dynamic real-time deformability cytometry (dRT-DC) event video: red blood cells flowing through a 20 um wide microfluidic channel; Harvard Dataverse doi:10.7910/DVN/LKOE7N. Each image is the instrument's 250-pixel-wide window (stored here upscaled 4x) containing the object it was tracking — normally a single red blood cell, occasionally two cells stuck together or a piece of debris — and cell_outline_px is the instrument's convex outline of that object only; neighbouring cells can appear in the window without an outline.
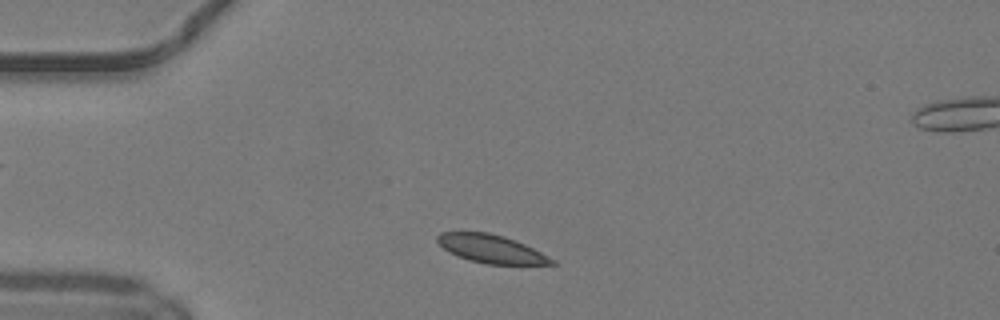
{"species": "common noctule bat (a hibernating species)", "species_latin": "Nyctalus noctula", "temperature_condition": "warm", "stored_images_in_passage": 38, "camera_frame_rate_fps": 3000, "um_per_image_px": 0.085, "animal": {"sex": "male", "body_mass_g": 19.2, "forearm_length_mm": 51.8}, "frame": {"image": 1, "passage_image": 1, "time_ms": 0.0, "image_size_px": [1000, 320], "cell_outline_px": [[556, 264], [488, 264], [468, 260], [448, 252], [436, 240], [436, 236], [440, 232], [488, 232], [504, 236], [516, 240], [556, 260]], "centroid_in_image_um": [41.73, 21.15], "position_along_channel_um": 43.3, "area_um2": 18.73}}
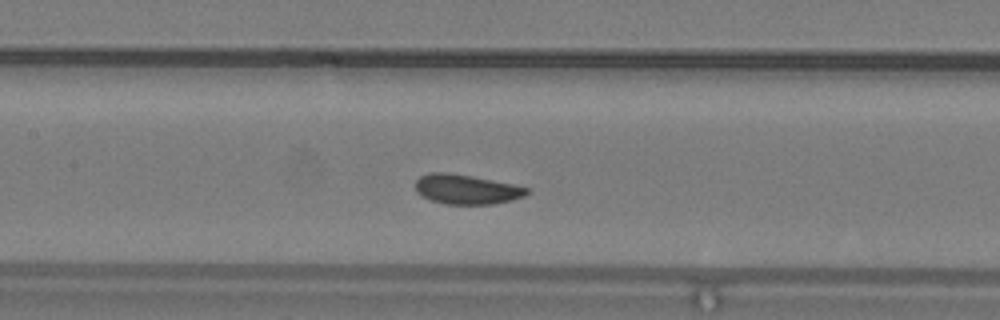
{"frame": {"image": 2, "passage_image": 12, "time_ms": 3.667, "image_size_px": [1000, 320], "cell_outline_px": [[532, 192], [524, 196], [512, 200], [492, 204], [444, 204], [432, 200], [416, 192], [416, 180], [420, 176], [432, 172], [448, 172], [472, 176], [512, 184], [528, 188]], "centroid_in_image_um": [39.66, 16.09], "position_along_channel_um": 167.7, "area_um2": 19.19}}
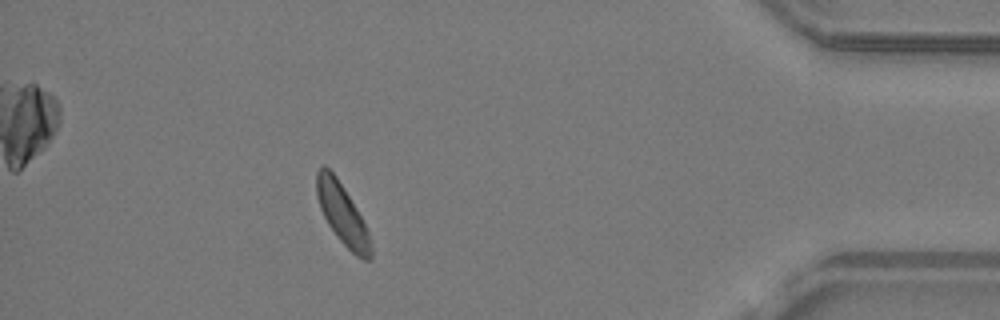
{"frame": {"image": 3, "passage_image": 33, "time_ms": 10.667, "image_size_px": [1000, 320], "cell_outline_px": [[372, 256], [368, 260], [364, 260], [356, 256], [340, 240], [328, 224], [320, 208], [316, 196], [316, 172], [324, 164], [336, 176], [356, 208], [368, 232], [372, 244]], "centroid_in_image_um": [29.08, 18.2], "position_along_channel_um": 406.1, "area_um2": 18.84}, "authors_computed_cell_mechanics": {"area_um2": 19.3341, "velocity_mm_per_s": 4.1119, "shape_relaxation_time_tau1_ms": 3.5522, "shape_relaxation_time_tau2_ms": null, "deformation_change_tau1": 0.0696, "deformation_change_tau2": null}}